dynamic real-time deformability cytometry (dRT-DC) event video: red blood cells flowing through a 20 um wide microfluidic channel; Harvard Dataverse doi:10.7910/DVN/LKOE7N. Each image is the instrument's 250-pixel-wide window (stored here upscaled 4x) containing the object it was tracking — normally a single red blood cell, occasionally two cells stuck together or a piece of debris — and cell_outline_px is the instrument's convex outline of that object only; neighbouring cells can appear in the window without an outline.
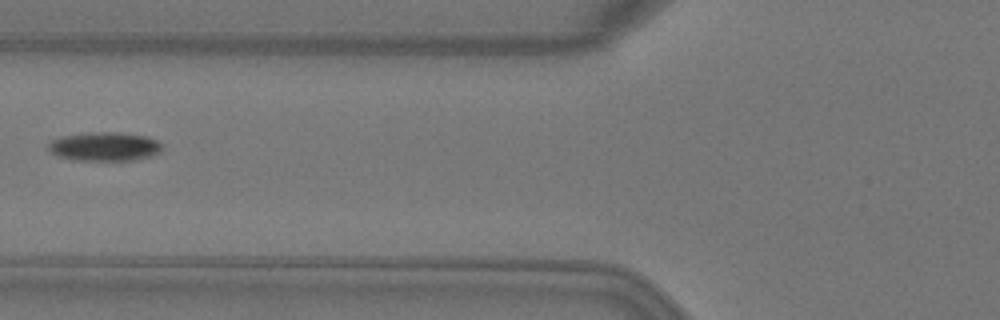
{"species": "Egyptian fruit bat (a non-hibernating species)", "species_latin": "Rousettus aegyptiacus", "temperature_condition": "warm", "stored_images_in_passage": 7, "camera_frame_rate_fps": 3000, "um_per_image_px": 0.085, "animal": {"sex": "female"}, "frame": {"image": 1, "passage_image": 6, "time_ms": 1.667, "image_size_px": [1000, 320], "cell_outline_px": [[160, 152], [148, 156], [132, 160], [72, 160], [56, 156], [48, 148], [48, 144], [52, 140], [64, 136], [84, 132], [120, 132], [148, 136], [156, 140], [160, 144]], "centroid_in_image_um": [8.85, 12.44], "position_along_channel_um": 117.0, "area_um2": 19.07}}